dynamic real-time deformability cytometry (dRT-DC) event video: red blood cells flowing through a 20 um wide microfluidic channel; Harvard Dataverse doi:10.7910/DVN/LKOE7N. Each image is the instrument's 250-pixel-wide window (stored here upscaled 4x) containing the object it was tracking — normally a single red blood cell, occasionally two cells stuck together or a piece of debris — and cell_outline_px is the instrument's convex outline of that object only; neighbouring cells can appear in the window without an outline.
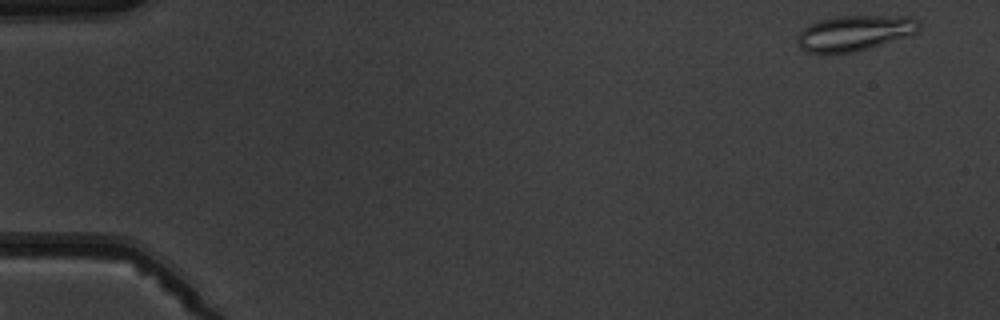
{"species": "common noctule bat (a hibernating species)", "species_latin": "Nyctalus noctula", "temperature_condition": "warm", "stored_images_in_passage": 4, "camera_frame_rate_fps": 3000, "um_per_image_px": 0.085, "animal": {"sex": "male", "body_mass_g": 19.5, "forearm_length_mm": 54.6}, "frame": {"image": 1, "passage_image": 1, "time_ms": 0.0, "image_size_px": [1000, 320], "cell_outline_px": [[920, 28], [916, 32], [908, 36], [868, 48], [852, 52], [808, 52], [800, 48], [796, 40], [796, 36], [804, 28], [820, 20], [840, 16], [908, 16], [916, 20], [920, 24]], "centroid_in_image_um": [72.64, 2.8], "position_along_channel_um": 12.4, "area_um2": 24.68}}
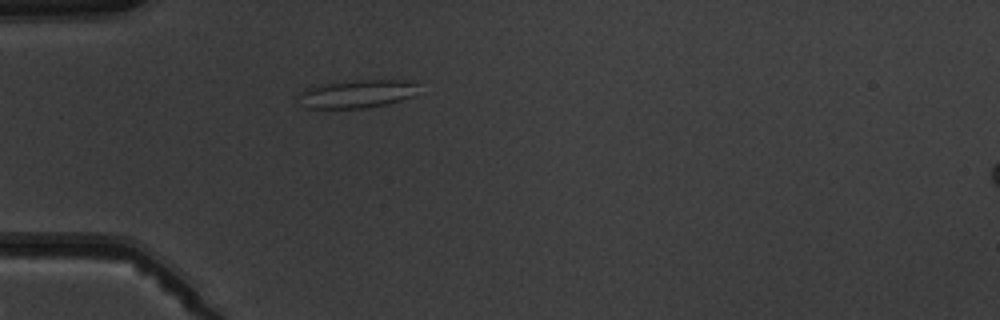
{"frame": {"image": 2, "passage_image": 4, "time_ms": 4.333, "image_size_px": [1000, 320], "cell_outline_px": [[416, 84], [412, 96], [388, 104], [364, 108], [304, 108], [296, 96], [300, 92], [312, 88], [328, 84], [356, 80], [404, 80]], "centroid_in_image_um": [30.3, 8.0], "position_along_channel_um": 54.7, "area_um2": 19.13}}